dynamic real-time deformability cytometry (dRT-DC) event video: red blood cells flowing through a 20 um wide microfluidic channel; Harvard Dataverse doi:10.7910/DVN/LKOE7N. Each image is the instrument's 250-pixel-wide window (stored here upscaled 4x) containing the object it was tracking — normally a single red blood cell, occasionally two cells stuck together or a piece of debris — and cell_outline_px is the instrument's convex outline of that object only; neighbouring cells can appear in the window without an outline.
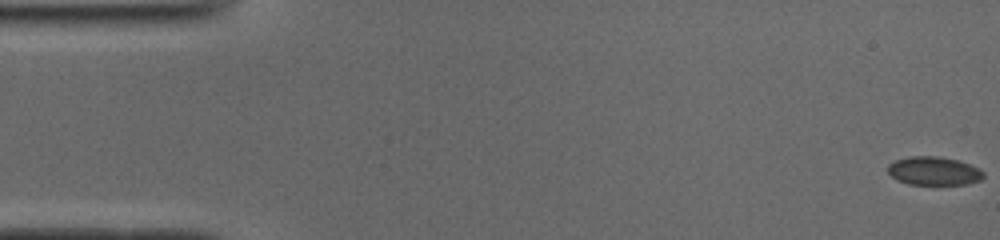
{"species": "common noctule bat (a hibernating species)", "species_latin": "Nyctalus noctula", "temperature_condition": "cold", "stored_images_in_passage": 54, "camera_frame_rate_fps": 3000, "um_per_image_px": 0.085, "animal": {"sex": "male", "body_mass_g": 19.0, "forearm_length_mm": 50.8}, "frame": {"image": 1, "passage_image": 1, "time_ms": 0.0, "image_size_px": [1000, 240], "cell_outline_px": [[984, 176], [980, 180], [964, 184], [908, 184], [892, 176], [888, 172], [888, 164], [896, 160], [908, 156], [936, 156], [956, 160], [980, 168], [984, 172]], "centroid_in_image_um": [79.38, 14.52], "position_along_channel_um": 5.6, "area_um2": 15.66}}
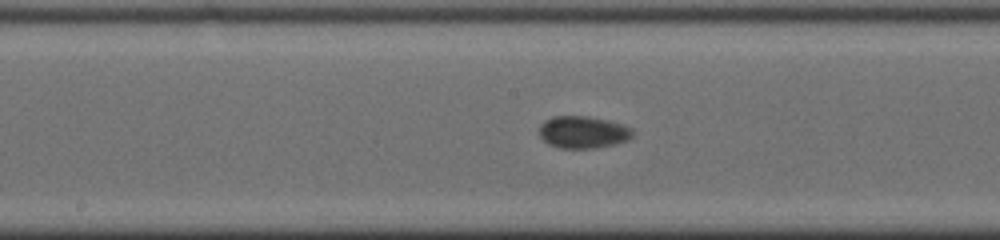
{"frame": {"image": 2, "passage_image": 27, "time_ms": 8.667, "image_size_px": [1000, 240], "cell_outline_px": [[636, 132], [628, 140], [616, 144], [596, 148], [560, 148], [548, 144], [540, 136], [540, 124], [544, 120], [552, 116], [588, 116], [608, 120], [632, 128]], "centroid_in_image_um": [49.57, 11.23], "position_along_channel_um": 198.6, "area_um2": 17.69}}
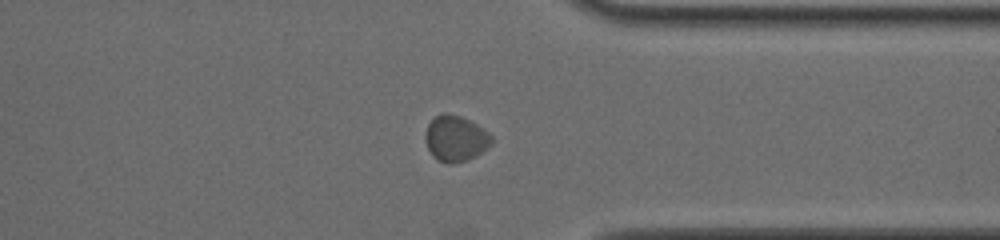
{"frame": {"image": 3, "passage_image": 41, "time_ms": 13.333, "image_size_px": [1000, 240], "cell_outline_px": [[492, 144], [488, 148], [476, 156], [468, 160], [452, 164], [448, 164], [436, 160], [432, 156], [428, 148], [424, 136], [428, 124], [436, 116], [444, 112], [448, 112], [460, 116], [484, 128], [492, 136]], "centroid_in_image_um": [38.73, 11.79], "position_along_channel_um": 372.7, "area_um2": 17.92}, "authors_computed_cell_mechanics": {"area_um2": 16.9643, "velocity_mm_per_s": 3.8132, "shape_relaxation_time_tau1_ms": 1.2584, "shape_relaxation_time_tau2_ms": 2.4718, "deformation_change_tau1": 0.0514, "deformation_change_tau2": 0.0396}}